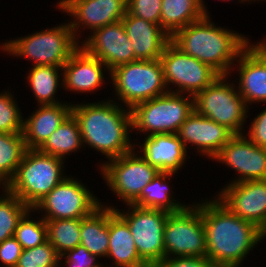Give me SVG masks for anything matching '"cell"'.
<instances>
[{"instance_id": "obj_1", "label": "cell", "mask_w": 266, "mask_h": 267, "mask_svg": "<svg viewBox=\"0 0 266 267\" xmlns=\"http://www.w3.org/2000/svg\"><path fill=\"white\" fill-rule=\"evenodd\" d=\"M201 201L207 259L242 267L266 235L254 223L239 218L216 196Z\"/></svg>"}, {"instance_id": "obj_2", "label": "cell", "mask_w": 266, "mask_h": 267, "mask_svg": "<svg viewBox=\"0 0 266 267\" xmlns=\"http://www.w3.org/2000/svg\"><path fill=\"white\" fill-rule=\"evenodd\" d=\"M71 114L79 124L83 146L110 160L132 151L131 109L109 98L95 102L72 103ZM86 144V145H85Z\"/></svg>"}, {"instance_id": "obj_3", "label": "cell", "mask_w": 266, "mask_h": 267, "mask_svg": "<svg viewBox=\"0 0 266 267\" xmlns=\"http://www.w3.org/2000/svg\"><path fill=\"white\" fill-rule=\"evenodd\" d=\"M214 23L211 16L205 15L177 31L171 42L183 53L209 65L219 75L231 78V69L239 54L249 45V38Z\"/></svg>"}, {"instance_id": "obj_4", "label": "cell", "mask_w": 266, "mask_h": 267, "mask_svg": "<svg viewBox=\"0 0 266 267\" xmlns=\"http://www.w3.org/2000/svg\"><path fill=\"white\" fill-rule=\"evenodd\" d=\"M80 47L67 21L55 27L34 31L0 44V50L12 57L29 59L35 65L63 67Z\"/></svg>"}, {"instance_id": "obj_5", "label": "cell", "mask_w": 266, "mask_h": 267, "mask_svg": "<svg viewBox=\"0 0 266 267\" xmlns=\"http://www.w3.org/2000/svg\"><path fill=\"white\" fill-rule=\"evenodd\" d=\"M65 160L38 149H27L15 175L5 188L29 208H33L64 178Z\"/></svg>"}, {"instance_id": "obj_6", "label": "cell", "mask_w": 266, "mask_h": 267, "mask_svg": "<svg viewBox=\"0 0 266 267\" xmlns=\"http://www.w3.org/2000/svg\"><path fill=\"white\" fill-rule=\"evenodd\" d=\"M110 81L118 98L114 97V101L128 109L169 92L159 59L137 60L116 66L111 70Z\"/></svg>"}, {"instance_id": "obj_7", "label": "cell", "mask_w": 266, "mask_h": 267, "mask_svg": "<svg viewBox=\"0 0 266 267\" xmlns=\"http://www.w3.org/2000/svg\"><path fill=\"white\" fill-rule=\"evenodd\" d=\"M194 109V97L167 92L136 104L131 109L132 131L143 133L144 137L177 134Z\"/></svg>"}, {"instance_id": "obj_8", "label": "cell", "mask_w": 266, "mask_h": 267, "mask_svg": "<svg viewBox=\"0 0 266 267\" xmlns=\"http://www.w3.org/2000/svg\"><path fill=\"white\" fill-rule=\"evenodd\" d=\"M228 79V80H227ZM229 75H219L210 85L194 97L195 110L234 135L244 134L249 108Z\"/></svg>"}, {"instance_id": "obj_9", "label": "cell", "mask_w": 266, "mask_h": 267, "mask_svg": "<svg viewBox=\"0 0 266 267\" xmlns=\"http://www.w3.org/2000/svg\"><path fill=\"white\" fill-rule=\"evenodd\" d=\"M103 180L118 201L123 204H132L142 190L159 173V170L150 165L135 148L116 158L99 163Z\"/></svg>"}, {"instance_id": "obj_10", "label": "cell", "mask_w": 266, "mask_h": 267, "mask_svg": "<svg viewBox=\"0 0 266 267\" xmlns=\"http://www.w3.org/2000/svg\"><path fill=\"white\" fill-rule=\"evenodd\" d=\"M199 201L168 214L164 226V258L206 256V232Z\"/></svg>"}, {"instance_id": "obj_11", "label": "cell", "mask_w": 266, "mask_h": 267, "mask_svg": "<svg viewBox=\"0 0 266 267\" xmlns=\"http://www.w3.org/2000/svg\"><path fill=\"white\" fill-rule=\"evenodd\" d=\"M105 204L103 202L101 205L114 208L128 224L139 256L150 267H155L164 259V226L169 212L141 208L133 204L125 205L127 209L124 211L115 205Z\"/></svg>"}, {"instance_id": "obj_12", "label": "cell", "mask_w": 266, "mask_h": 267, "mask_svg": "<svg viewBox=\"0 0 266 267\" xmlns=\"http://www.w3.org/2000/svg\"><path fill=\"white\" fill-rule=\"evenodd\" d=\"M78 179L74 176L64 178L32 208L33 213L41 212L44 220L82 219L91 215L102 202L82 184V179Z\"/></svg>"}, {"instance_id": "obj_13", "label": "cell", "mask_w": 266, "mask_h": 267, "mask_svg": "<svg viewBox=\"0 0 266 267\" xmlns=\"http://www.w3.org/2000/svg\"><path fill=\"white\" fill-rule=\"evenodd\" d=\"M159 60L169 92L195 97L219 76L209 65L183 53L171 41Z\"/></svg>"}, {"instance_id": "obj_14", "label": "cell", "mask_w": 266, "mask_h": 267, "mask_svg": "<svg viewBox=\"0 0 266 267\" xmlns=\"http://www.w3.org/2000/svg\"><path fill=\"white\" fill-rule=\"evenodd\" d=\"M58 1L56 3V9L72 17L68 22L70 23L75 39L79 43H81V39L79 38L82 37L83 41L84 35L81 32L85 28L92 33L95 29L122 21L127 12V0Z\"/></svg>"}, {"instance_id": "obj_15", "label": "cell", "mask_w": 266, "mask_h": 267, "mask_svg": "<svg viewBox=\"0 0 266 267\" xmlns=\"http://www.w3.org/2000/svg\"><path fill=\"white\" fill-rule=\"evenodd\" d=\"M216 197L239 218L254 223L266 235V179L225 184Z\"/></svg>"}, {"instance_id": "obj_16", "label": "cell", "mask_w": 266, "mask_h": 267, "mask_svg": "<svg viewBox=\"0 0 266 267\" xmlns=\"http://www.w3.org/2000/svg\"><path fill=\"white\" fill-rule=\"evenodd\" d=\"M80 46L111 71L116 66L137 61L122 21L95 29Z\"/></svg>"}, {"instance_id": "obj_17", "label": "cell", "mask_w": 266, "mask_h": 267, "mask_svg": "<svg viewBox=\"0 0 266 267\" xmlns=\"http://www.w3.org/2000/svg\"><path fill=\"white\" fill-rule=\"evenodd\" d=\"M212 160L237 172L227 184L266 179V148L254 145L244 134L234 135Z\"/></svg>"}, {"instance_id": "obj_18", "label": "cell", "mask_w": 266, "mask_h": 267, "mask_svg": "<svg viewBox=\"0 0 266 267\" xmlns=\"http://www.w3.org/2000/svg\"><path fill=\"white\" fill-rule=\"evenodd\" d=\"M177 136L187 150L190 144V149L194 148L198 154L212 160L234 134L225 126L204 117L194 109L180 126Z\"/></svg>"}, {"instance_id": "obj_19", "label": "cell", "mask_w": 266, "mask_h": 267, "mask_svg": "<svg viewBox=\"0 0 266 267\" xmlns=\"http://www.w3.org/2000/svg\"><path fill=\"white\" fill-rule=\"evenodd\" d=\"M63 89L67 92L96 93L104 83L105 73L111 71L98 58L90 56L81 46L70 56L69 60L62 67Z\"/></svg>"}, {"instance_id": "obj_20", "label": "cell", "mask_w": 266, "mask_h": 267, "mask_svg": "<svg viewBox=\"0 0 266 267\" xmlns=\"http://www.w3.org/2000/svg\"><path fill=\"white\" fill-rule=\"evenodd\" d=\"M140 143L134 145L135 149L159 172L178 174L189 159L188 151L177 134H153L146 136Z\"/></svg>"}, {"instance_id": "obj_21", "label": "cell", "mask_w": 266, "mask_h": 267, "mask_svg": "<svg viewBox=\"0 0 266 267\" xmlns=\"http://www.w3.org/2000/svg\"><path fill=\"white\" fill-rule=\"evenodd\" d=\"M233 70L238 72L235 84L247 106L265 103L266 60L250 44L239 54L231 73Z\"/></svg>"}, {"instance_id": "obj_22", "label": "cell", "mask_w": 266, "mask_h": 267, "mask_svg": "<svg viewBox=\"0 0 266 267\" xmlns=\"http://www.w3.org/2000/svg\"><path fill=\"white\" fill-rule=\"evenodd\" d=\"M134 49L136 60H155L163 54L171 37L160 25L153 24L126 12L122 19Z\"/></svg>"}, {"instance_id": "obj_23", "label": "cell", "mask_w": 266, "mask_h": 267, "mask_svg": "<svg viewBox=\"0 0 266 267\" xmlns=\"http://www.w3.org/2000/svg\"><path fill=\"white\" fill-rule=\"evenodd\" d=\"M39 107V108H37ZM23 121V137L27 149H39L71 114L72 103L37 105Z\"/></svg>"}, {"instance_id": "obj_24", "label": "cell", "mask_w": 266, "mask_h": 267, "mask_svg": "<svg viewBox=\"0 0 266 267\" xmlns=\"http://www.w3.org/2000/svg\"><path fill=\"white\" fill-rule=\"evenodd\" d=\"M113 267H150L136 249L128 224L109 207V249Z\"/></svg>"}, {"instance_id": "obj_25", "label": "cell", "mask_w": 266, "mask_h": 267, "mask_svg": "<svg viewBox=\"0 0 266 267\" xmlns=\"http://www.w3.org/2000/svg\"><path fill=\"white\" fill-rule=\"evenodd\" d=\"M204 0H162L161 27L172 37L190 23L210 15Z\"/></svg>"}, {"instance_id": "obj_26", "label": "cell", "mask_w": 266, "mask_h": 267, "mask_svg": "<svg viewBox=\"0 0 266 267\" xmlns=\"http://www.w3.org/2000/svg\"><path fill=\"white\" fill-rule=\"evenodd\" d=\"M80 244L98 258H105L109 249V207L101 205L81 219Z\"/></svg>"}, {"instance_id": "obj_27", "label": "cell", "mask_w": 266, "mask_h": 267, "mask_svg": "<svg viewBox=\"0 0 266 267\" xmlns=\"http://www.w3.org/2000/svg\"><path fill=\"white\" fill-rule=\"evenodd\" d=\"M29 70L26 83L29 84L28 86L38 105L64 103L60 98L58 100L56 97L58 90H60L59 88H63V70L61 67L35 65Z\"/></svg>"}, {"instance_id": "obj_28", "label": "cell", "mask_w": 266, "mask_h": 267, "mask_svg": "<svg viewBox=\"0 0 266 267\" xmlns=\"http://www.w3.org/2000/svg\"><path fill=\"white\" fill-rule=\"evenodd\" d=\"M173 175L168 172H159L132 204L141 208L164 210L169 213L177 212L186 207L188 204L180 202L173 195V188L168 182Z\"/></svg>"}, {"instance_id": "obj_29", "label": "cell", "mask_w": 266, "mask_h": 267, "mask_svg": "<svg viewBox=\"0 0 266 267\" xmlns=\"http://www.w3.org/2000/svg\"><path fill=\"white\" fill-rule=\"evenodd\" d=\"M83 147L79 124L70 114L38 150L65 160L67 155L79 152Z\"/></svg>"}, {"instance_id": "obj_30", "label": "cell", "mask_w": 266, "mask_h": 267, "mask_svg": "<svg viewBox=\"0 0 266 267\" xmlns=\"http://www.w3.org/2000/svg\"><path fill=\"white\" fill-rule=\"evenodd\" d=\"M26 150L23 133H0V187L13 178Z\"/></svg>"}, {"instance_id": "obj_31", "label": "cell", "mask_w": 266, "mask_h": 267, "mask_svg": "<svg viewBox=\"0 0 266 267\" xmlns=\"http://www.w3.org/2000/svg\"><path fill=\"white\" fill-rule=\"evenodd\" d=\"M48 241L59 256L80 245L81 219L45 220Z\"/></svg>"}, {"instance_id": "obj_32", "label": "cell", "mask_w": 266, "mask_h": 267, "mask_svg": "<svg viewBox=\"0 0 266 267\" xmlns=\"http://www.w3.org/2000/svg\"><path fill=\"white\" fill-rule=\"evenodd\" d=\"M0 191V243L14 237L18 222L30 209L5 187Z\"/></svg>"}, {"instance_id": "obj_33", "label": "cell", "mask_w": 266, "mask_h": 267, "mask_svg": "<svg viewBox=\"0 0 266 267\" xmlns=\"http://www.w3.org/2000/svg\"><path fill=\"white\" fill-rule=\"evenodd\" d=\"M30 208L18 222L14 238L20 243L23 250L34 248L48 241L46 221L42 217L37 220L32 217Z\"/></svg>"}, {"instance_id": "obj_34", "label": "cell", "mask_w": 266, "mask_h": 267, "mask_svg": "<svg viewBox=\"0 0 266 267\" xmlns=\"http://www.w3.org/2000/svg\"><path fill=\"white\" fill-rule=\"evenodd\" d=\"M7 90L0 92V133H23L24 114L15 95Z\"/></svg>"}, {"instance_id": "obj_35", "label": "cell", "mask_w": 266, "mask_h": 267, "mask_svg": "<svg viewBox=\"0 0 266 267\" xmlns=\"http://www.w3.org/2000/svg\"><path fill=\"white\" fill-rule=\"evenodd\" d=\"M60 256L49 241L34 248L25 249L16 267H60Z\"/></svg>"}, {"instance_id": "obj_36", "label": "cell", "mask_w": 266, "mask_h": 267, "mask_svg": "<svg viewBox=\"0 0 266 267\" xmlns=\"http://www.w3.org/2000/svg\"><path fill=\"white\" fill-rule=\"evenodd\" d=\"M162 0H127V12L161 26Z\"/></svg>"}, {"instance_id": "obj_37", "label": "cell", "mask_w": 266, "mask_h": 267, "mask_svg": "<svg viewBox=\"0 0 266 267\" xmlns=\"http://www.w3.org/2000/svg\"><path fill=\"white\" fill-rule=\"evenodd\" d=\"M63 259L65 260L63 261ZM98 259L100 258L91 254L80 244L61 255L59 265L60 267H99L102 263L98 262Z\"/></svg>"}, {"instance_id": "obj_38", "label": "cell", "mask_w": 266, "mask_h": 267, "mask_svg": "<svg viewBox=\"0 0 266 267\" xmlns=\"http://www.w3.org/2000/svg\"><path fill=\"white\" fill-rule=\"evenodd\" d=\"M244 136L254 145L266 148V108L254 117Z\"/></svg>"}, {"instance_id": "obj_39", "label": "cell", "mask_w": 266, "mask_h": 267, "mask_svg": "<svg viewBox=\"0 0 266 267\" xmlns=\"http://www.w3.org/2000/svg\"><path fill=\"white\" fill-rule=\"evenodd\" d=\"M22 251V246L14 237L5 239L0 243V267H16Z\"/></svg>"}, {"instance_id": "obj_40", "label": "cell", "mask_w": 266, "mask_h": 267, "mask_svg": "<svg viewBox=\"0 0 266 267\" xmlns=\"http://www.w3.org/2000/svg\"><path fill=\"white\" fill-rule=\"evenodd\" d=\"M207 257H169L164 258L155 267H203Z\"/></svg>"}, {"instance_id": "obj_41", "label": "cell", "mask_w": 266, "mask_h": 267, "mask_svg": "<svg viewBox=\"0 0 266 267\" xmlns=\"http://www.w3.org/2000/svg\"><path fill=\"white\" fill-rule=\"evenodd\" d=\"M249 44L266 60V38L264 37L263 40H260L256 43L251 42L249 39Z\"/></svg>"}, {"instance_id": "obj_42", "label": "cell", "mask_w": 266, "mask_h": 267, "mask_svg": "<svg viewBox=\"0 0 266 267\" xmlns=\"http://www.w3.org/2000/svg\"><path fill=\"white\" fill-rule=\"evenodd\" d=\"M203 267H233L232 265L226 264L224 262L214 261V260H207Z\"/></svg>"}, {"instance_id": "obj_43", "label": "cell", "mask_w": 266, "mask_h": 267, "mask_svg": "<svg viewBox=\"0 0 266 267\" xmlns=\"http://www.w3.org/2000/svg\"><path fill=\"white\" fill-rule=\"evenodd\" d=\"M256 1H257L258 3H259L260 1H261V2L265 1V2H266V0H242V2H244V3H247V2H248V4H249L250 2H251V3H252V2L255 3Z\"/></svg>"}, {"instance_id": "obj_44", "label": "cell", "mask_w": 266, "mask_h": 267, "mask_svg": "<svg viewBox=\"0 0 266 267\" xmlns=\"http://www.w3.org/2000/svg\"><path fill=\"white\" fill-rule=\"evenodd\" d=\"M106 264V265H105ZM105 264H101L99 267H113V266H109V264L107 265V263H105ZM105 265V266H104Z\"/></svg>"}, {"instance_id": "obj_45", "label": "cell", "mask_w": 266, "mask_h": 267, "mask_svg": "<svg viewBox=\"0 0 266 267\" xmlns=\"http://www.w3.org/2000/svg\"><path fill=\"white\" fill-rule=\"evenodd\" d=\"M220 1H225V2H227V1H231V0H220ZM237 2L240 3V4L243 3L242 0H238Z\"/></svg>"}]
</instances>
